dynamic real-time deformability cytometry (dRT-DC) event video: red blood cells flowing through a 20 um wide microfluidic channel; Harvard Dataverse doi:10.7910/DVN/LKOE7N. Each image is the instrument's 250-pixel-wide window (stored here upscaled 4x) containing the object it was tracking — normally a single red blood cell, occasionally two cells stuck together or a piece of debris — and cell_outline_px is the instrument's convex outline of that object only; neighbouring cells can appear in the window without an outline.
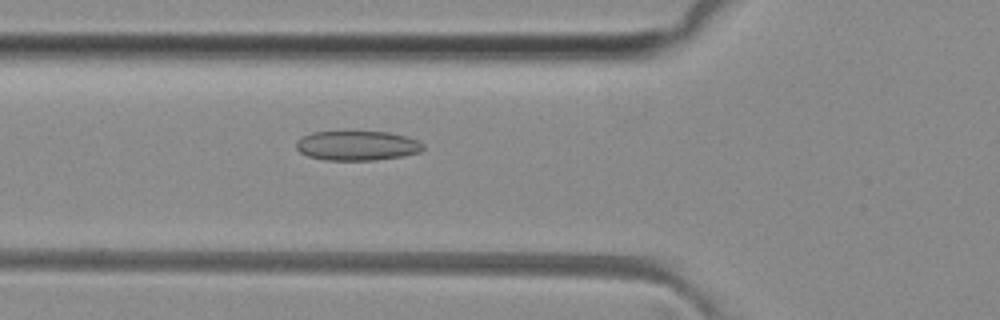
{"species": "common noctule bat (a hibernating species)", "species_latin": "Nyctalus noctula", "temperature_condition": "room temperature", "stored_images_in_passage": 40, "camera_frame_rate_fps": 3000, "um_per_image_px": 0.085, "animal": {"sex": "female", "body_mass_g": 29.2, "forearm_length_mm": 56.3}, "frame": {"image": 1, "passage_image": 8, "time_ms": 2.333, "image_size_px": [1000, 320], "cell_outline_px": [[424, 148], [420, 152], [404, 156], [376, 160], [324, 160], [308, 156], [300, 152], [296, 148], [296, 140], [312, 132], [388, 132], [408, 136], [424, 144]], "centroid_in_image_um": [30.37, 12.38], "position_along_channel_um": 95.4, "area_um2": 21.96}}
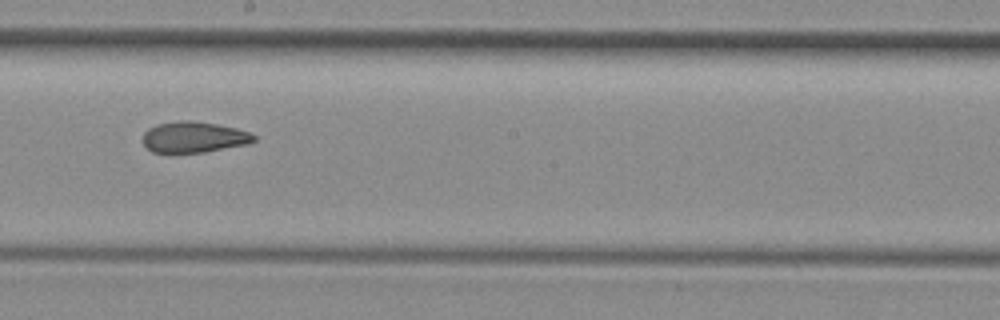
{"frame": {"image": 2, "passage_image": 18, "time_ms": 5.667, "image_size_px": [1000, 320], "cell_outline_px": [[256, 140], [248, 144], [204, 152], [152, 152], [144, 144], [144, 132], [148, 128], [156, 124], [180, 120], [192, 120], [216, 124], [236, 128], [248, 132], [256, 136]], "centroid_in_image_um": [16.49, 11.64], "position_along_channel_um": 231.7, "area_um2": 19.94}}
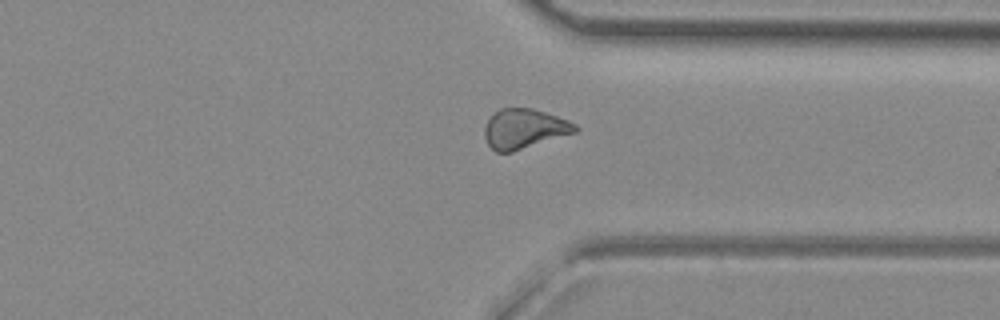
{"frame": {"image": 3, "passage_image": 28, "time_ms": 9.0, "image_size_px": [1000, 320], "cell_outline_px": [[580, 128], [576, 132], [512, 152], [496, 152], [488, 144], [484, 136], [484, 128], [488, 120], [500, 108], [532, 108], [568, 120], [576, 124]], "centroid_in_image_um": [44.57, 10.95], "position_along_channel_um": 366.8, "area_um2": 20.81}, "authors_computed_cell_mechanics": {"area_um2": 20.7791, "velocity_mm_per_s": 4.0814, "shape_relaxation_time_tau1_ms": null, "shape_relaxation_time_tau2_ms": 2.3341, "deformation_change_tau1": null, "deformation_change_tau2": 0.0934}}